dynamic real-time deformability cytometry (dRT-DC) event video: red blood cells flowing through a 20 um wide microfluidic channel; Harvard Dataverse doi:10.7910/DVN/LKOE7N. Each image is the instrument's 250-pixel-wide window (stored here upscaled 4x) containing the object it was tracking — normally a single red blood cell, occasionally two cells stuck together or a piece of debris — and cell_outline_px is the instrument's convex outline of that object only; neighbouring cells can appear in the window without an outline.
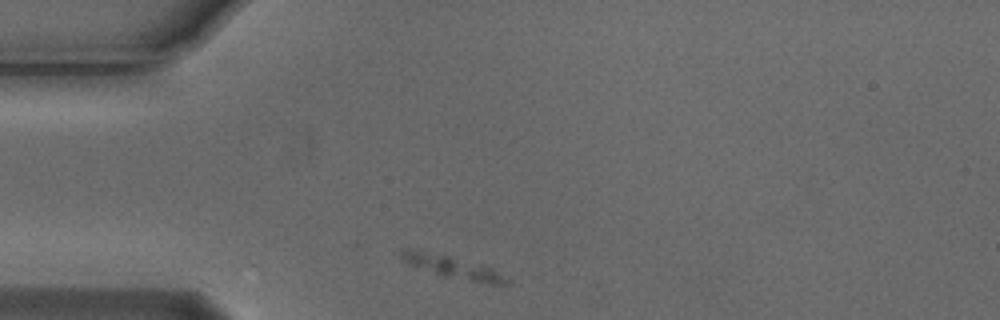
{"species": "Egyptian fruit bat (a non-hibernating species)", "species_latin": "Rousettus aegyptiacus", "temperature_condition": "cold", "stored_images_in_passage": 6, "camera_frame_rate_fps": 3000, "um_per_image_px": 0.085, "animal": {"sex": "male"}, "frame": {"image": 1, "passage_image": 1, "time_ms": 0.0, "image_size_px": [1000, 320], "cell_outline_px": [[508, 284], [492, 284], [444, 276], [408, 264], [400, 260], [400, 252], [420, 252], [448, 256], [488, 268], [496, 272], [508, 280]], "centroid_in_image_um": [38.46, 22.75], "position_along_channel_um": 46.5, "area_um2": 12.25}}
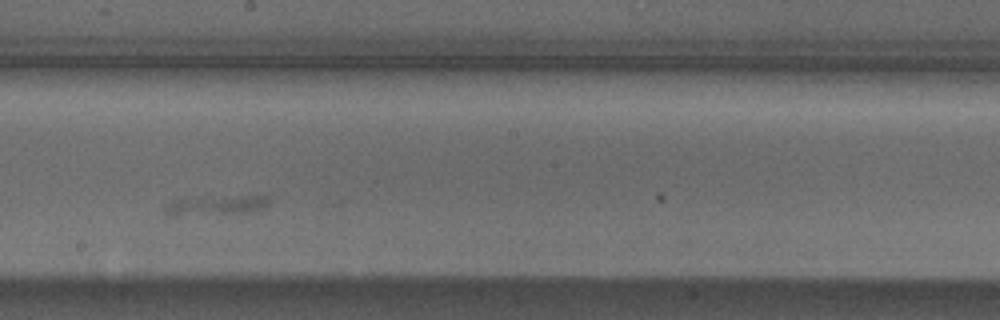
{"frame": {"image": 2, "passage_image": 6, "time_ms": 1.667, "image_size_px": [1000, 320], "cell_outline_px": [[268, 204], [264, 208], [240, 212], [172, 216], [168, 216], [164, 212], [164, 208], [168, 204], [176, 200], [248, 196], [268, 196]], "centroid_in_image_um": [18.32, 17.47], "position_along_channel_um": 229.9, "area_um2": 10.98}}